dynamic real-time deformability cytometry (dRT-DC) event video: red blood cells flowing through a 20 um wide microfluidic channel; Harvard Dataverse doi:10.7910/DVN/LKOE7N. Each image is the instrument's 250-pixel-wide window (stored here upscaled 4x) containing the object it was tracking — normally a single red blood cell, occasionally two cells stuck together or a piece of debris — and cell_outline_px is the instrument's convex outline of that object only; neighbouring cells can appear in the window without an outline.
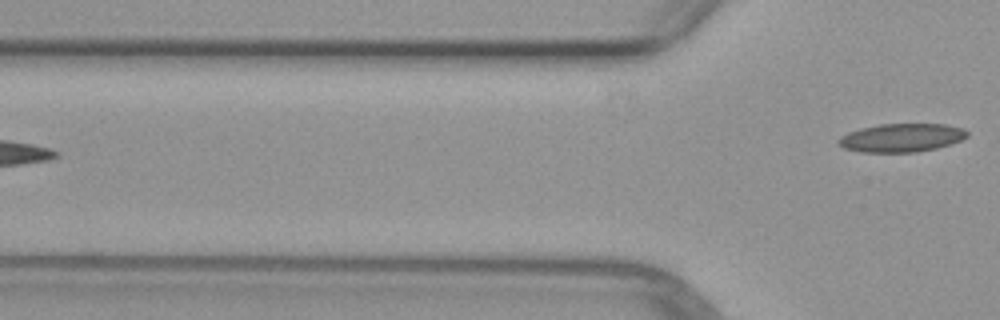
{"species": "common noctule bat (a hibernating species)", "species_latin": "Nyctalus noctula", "temperature_condition": "warm", "stored_images_in_passage": 4, "camera_frame_rate_fps": 3000, "um_per_image_px": 0.085, "animal": {"sex": "female", "body_mass_g": 29.2, "forearm_length_mm": 56.3}, "frame": {"image": 1, "passage_image": 4, "time_ms": 3.667, "image_size_px": [1000, 320], "cell_outline_px": [[968, 136], [960, 140], [936, 148], [916, 152], [860, 152], [844, 148], [836, 144], [836, 140], [840, 136], [848, 132], [860, 128], [880, 124], [944, 124], [964, 128], [968, 132]], "centroid_in_image_um": [76.58, 11.7], "position_along_channel_um": 49.2, "area_um2": 21.39}}